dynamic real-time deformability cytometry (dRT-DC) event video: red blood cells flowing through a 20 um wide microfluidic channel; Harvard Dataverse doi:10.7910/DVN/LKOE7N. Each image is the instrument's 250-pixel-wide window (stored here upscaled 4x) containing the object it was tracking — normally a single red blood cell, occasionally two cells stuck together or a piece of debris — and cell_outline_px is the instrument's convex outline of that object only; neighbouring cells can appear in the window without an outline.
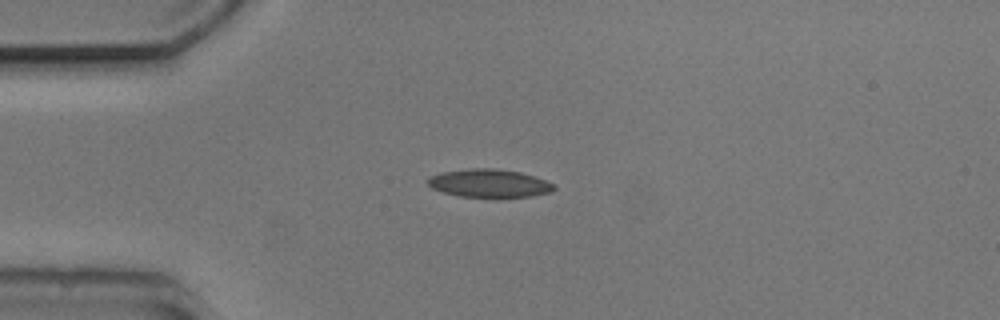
{"species": "common noctule bat (a hibernating species)", "species_latin": "Nyctalus noctula", "temperature_condition": "cold", "stored_images_in_passage": 4, "camera_frame_rate_fps": 3000, "um_per_image_px": 0.085, "animal": {"sex": "male", "body_mass_g": 20.5, "forearm_length_mm": 52.5}, "frame": {"image": 1, "passage_image": 1, "time_ms": 0.0, "image_size_px": [1000, 320], "cell_outline_px": [[556, 188], [552, 192], [532, 196], [500, 200], [460, 196], [444, 192], [432, 188], [424, 180], [428, 176], [440, 172], [468, 168], [496, 168], [520, 172], [556, 184]], "centroid_in_image_um": [41.58, 15.61], "position_along_channel_um": 43.4, "area_um2": 21.68}}
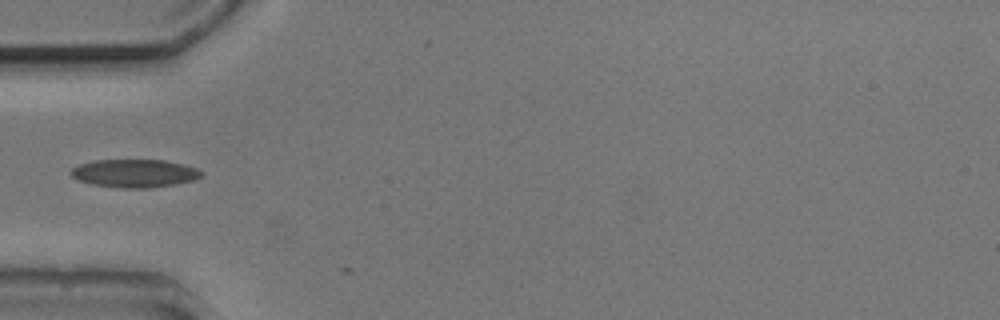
{"frame": {"image": 2, "passage_image": 2, "time_ms": 1.333, "image_size_px": [1000, 320], "cell_outline_px": [[204, 172], [196, 180], [176, 184], [144, 188], [120, 188], [92, 184], [80, 180], [72, 176], [68, 172], [72, 168], [80, 164], [96, 160], [164, 160], [196, 168]], "centroid_in_image_um": [11.43, 14.73], "position_along_channel_um": 73.6, "area_um2": 21.21}}